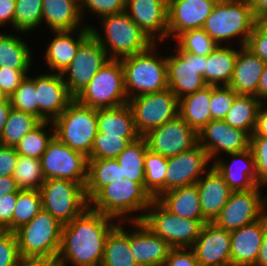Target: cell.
I'll return each instance as SVG.
<instances>
[{
	"label": "cell",
	"mask_w": 267,
	"mask_h": 266,
	"mask_svg": "<svg viewBox=\"0 0 267 266\" xmlns=\"http://www.w3.org/2000/svg\"><path fill=\"white\" fill-rule=\"evenodd\" d=\"M99 21L104 34L92 24L90 30L109 59H121L141 53L153 44L125 11L102 16Z\"/></svg>",
	"instance_id": "cell-5"
},
{
	"label": "cell",
	"mask_w": 267,
	"mask_h": 266,
	"mask_svg": "<svg viewBox=\"0 0 267 266\" xmlns=\"http://www.w3.org/2000/svg\"><path fill=\"white\" fill-rule=\"evenodd\" d=\"M11 107L38 118V105L35 89V76L29 74L10 96Z\"/></svg>",
	"instance_id": "cell-47"
},
{
	"label": "cell",
	"mask_w": 267,
	"mask_h": 266,
	"mask_svg": "<svg viewBox=\"0 0 267 266\" xmlns=\"http://www.w3.org/2000/svg\"><path fill=\"white\" fill-rule=\"evenodd\" d=\"M249 148L256 166V183L267 187V135H251Z\"/></svg>",
	"instance_id": "cell-49"
},
{
	"label": "cell",
	"mask_w": 267,
	"mask_h": 266,
	"mask_svg": "<svg viewBox=\"0 0 267 266\" xmlns=\"http://www.w3.org/2000/svg\"><path fill=\"white\" fill-rule=\"evenodd\" d=\"M53 136L52 121H43L18 142L15 146L16 152L22 156L41 159Z\"/></svg>",
	"instance_id": "cell-41"
},
{
	"label": "cell",
	"mask_w": 267,
	"mask_h": 266,
	"mask_svg": "<svg viewBox=\"0 0 267 266\" xmlns=\"http://www.w3.org/2000/svg\"><path fill=\"white\" fill-rule=\"evenodd\" d=\"M52 33L54 37L44 48L46 49L44 61L50 70L49 72L62 73L72 62L81 42L91 33V30L90 28H82L52 31Z\"/></svg>",
	"instance_id": "cell-26"
},
{
	"label": "cell",
	"mask_w": 267,
	"mask_h": 266,
	"mask_svg": "<svg viewBox=\"0 0 267 266\" xmlns=\"http://www.w3.org/2000/svg\"><path fill=\"white\" fill-rule=\"evenodd\" d=\"M124 224L130 227V249L137 264L162 266L172 249L169 243L157 236L143 221H125Z\"/></svg>",
	"instance_id": "cell-23"
},
{
	"label": "cell",
	"mask_w": 267,
	"mask_h": 266,
	"mask_svg": "<svg viewBox=\"0 0 267 266\" xmlns=\"http://www.w3.org/2000/svg\"><path fill=\"white\" fill-rule=\"evenodd\" d=\"M153 200L145 189V182H133L123 178L104 186L89 201V207L124 223L142 221Z\"/></svg>",
	"instance_id": "cell-2"
},
{
	"label": "cell",
	"mask_w": 267,
	"mask_h": 266,
	"mask_svg": "<svg viewBox=\"0 0 267 266\" xmlns=\"http://www.w3.org/2000/svg\"><path fill=\"white\" fill-rule=\"evenodd\" d=\"M257 98L265 103L267 101V62L264 65L262 75L257 87Z\"/></svg>",
	"instance_id": "cell-62"
},
{
	"label": "cell",
	"mask_w": 267,
	"mask_h": 266,
	"mask_svg": "<svg viewBox=\"0 0 267 266\" xmlns=\"http://www.w3.org/2000/svg\"><path fill=\"white\" fill-rule=\"evenodd\" d=\"M203 217L213 222L226 205L232 193L223 176L213 165L196 182Z\"/></svg>",
	"instance_id": "cell-27"
},
{
	"label": "cell",
	"mask_w": 267,
	"mask_h": 266,
	"mask_svg": "<svg viewBox=\"0 0 267 266\" xmlns=\"http://www.w3.org/2000/svg\"><path fill=\"white\" fill-rule=\"evenodd\" d=\"M162 266H199L191 248H172Z\"/></svg>",
	"instance_id": "cell-54"
},
{
	"label": "cell",
	"mask_w": 267,
	"mask_h": 266,
	"mask_svg": "<svg viewBox=\"0 0 267 266\" xmlns=\"http://www.w3.org/2000/svg\"><path fill=\"white\" fill-rule=\"evenodd\" d=\"M53 266H63V265L59 262H56Z\"/></svg>",
	"instance_id": "cell-66"
},
{
	"label": "cell",
	"mask_w": 267,
	"mask_h": 266,
	"mask_svg": "<svg viewBox=\"0 0 267 266\" xmlns=\"http://www.w3.org/2000/svg\"><path fill=\"white\" fill-rule=\"evenodd\" d=\"M257 19L248 0H218L202 29L218 44L246 46Z\"/></svg>",
	"instance_id": "cell-4"
},
{
	"label": "cell",
	"mask_w": 267,
	"mask_h": 266,
	"mask_svg": "<svg viewBox=\"0 0 267 266\" xmlns=\"http://www.w3.org/2000/svg\"><path fill=\"white\" fill-rule=\"evenodd\" d=\"M12 177L22 190H40L45 183L41 160L19 155Z\"/></svg>",
	"instance_id": "cell-42"
},
{
	"label": "cell",
	"mask_w": 267,
	"mask_h": 266,
	"mask_svg": "<svg viewBox=\"0 0 267 266\" xmlns=\"http://www.w3.org/2000/svg\"><path fill=\"white\" fill-rule=\"evenodd\" d=\"M125 12L153 43L168 39V0H126Z\"/></svg>",
	"instance_id": "cell-20"
},
{
	"label": "cell",
	"mask_w": 267,
	"mask_h": 266,
	"mask_svg": "<svg viewBox=\"0 0 267 266\" xmlns=\"http://www.w3.org/2000/svg\"><path fill=\"white\" fill-rule=\"evenodd\" d=\"M148 149L164 157H172L198 144V133L179 115L142 136Z\"/></svg>",
	"instance_id": "cell-16"
},
{
	"label": "cell",
	"mask_w": 267,
	"mask_h": 266,
	"mask_svg": "<svg viewBox=\"0 0 267 266\" xmlns=\"http://www.w3.org/2000/svg\"><path fill=\"white\" fill-rule=\"evenodd\" d=\"M18 157L15 147L0 145V177L12 176Z\"/></svg>",
	"instance_id": "cell-56"
},
{
	"label": "cell",
	"mask_w": 267,
	"mask_h": 266,
	"mask_svg": "<svg viewBox=\"0 0 267 266\" xmlns=\"http://www.w3.org/2000/svg\"><path fill=\"white\" fill-rule=\"evenodd\" d=\"M40 123L41 121L37 117L12 108L0 135V145L15 147L26 134Z\"/></svg>",
	"instance_id": "cell-39"
},
{
	"label": "cell",
	"mask_w": 267,
	"mask_h": 266,
	"mask_svg": "<svg viewBox=\"0 0 267 266\" xmlns=\"http://www.w3.org/2000/svg\"><path fill=\"white\" fill-rule=\"evenodd\" d=\"M122 180V171L114 159H88L85 195L88 202L104 187Z\"/></svg>",
	"instance_id": "cell-36"
},
{
	"label": "cell",
	"mask_w": 267,
	"mask_h": 266,
	"mask_svg": "<svg viewBox=\"0 0 267 266\" xmlns=\"http://www.w3.org/2000/svg\"><path fill=\"white\" fill-rule=\"evenodd\" d=\"M39 191L42 209L62 225L70 223L89 207L85 187L75 181L46 179Z\"/></svg>",
	"instance_id": "cell-10"
},
{
	"label": "cell",
	"mask_w": 267,
	"mask_h": 266,
	"mask_svg": "<svg viewBox=\"0 0 267 266\" xmlns=\"http://www.w3.org/2000/svg\"><path fill=\"white\" fill-rule=\"evenodd\" d=\"M267 228V213L259 220L230 232L231 266H255Z\"/></svg>",
	"instance_id": "cell-25"
},
{
	"label": "cell",
	"mask_w": 267,
	"mask_h": 266,
	"mask_svg": "<svg viewBox=\"0 0 267 266\" xmlns=\"http://www.w3.org/2000/svg\"><path fill=\"white\" fill-rule=\"evenodd\" d=\"M142 221L172 248H191L203 224L208 222L181 218L168 211L157 199L151 202Z\"/></svg>",
	"instance_id": "cell-8"
},
{
	"label": "cell",
	"mask_w": 267,
	"mask_h": 266,
	"mask_svg": "<svg viewBox=\"0 0 267 266\" xmlns=\"http://www.w3.org/2000/svg\"><path fill=\"white\" fill-rule=\"evenodd\" d=\"M238 49L231 45H218L207 55L205 82L209 86H228L230 83Z\"/></svg>",
	"instance_id": "cell-32"
},
{
	"label": "cell",
	"mask_w": 267,
	"mask_h": 266,
	"mask_svg": "<svg viewBox=\"0 0 267 266\" xmlns=\"http://www.w3.org/2000/svg\"><path fill=\"white\" fill-rule=\"evenodd\" d=\"M74 98L93 109L127 104L124 71L120 60L109 59Z\"/></svg>",
	"instance_id": "cell-7"
},
{
	"label": "cell",
	"mask_w": 267,
	"mask_h": 266,
	"mask_svg": "<svg viewBox=\"0 0 267 266\" xmlns=\"http://www.w3.org/2000/svg\"><path fill=\"white\" fill-rule=\"evenodd\" d=\"M98 132L121 138H140L129 104L96 109Z\"/></svg>",
	"instance_id": "cell-30"
},
{
	"label": "cell",
	"mask_w": 267,
	"mask_h": 266,
	"mask_svg": "<svg viewBox=\"0 0 267 266\" xmlns=\"http://www.w3.org/2000/svg\"><path fill=\"white\" fill-rule=\"evenodd\" d=\"M54 135L71 149L90 156L98 132L96 109L75 98L53 121Z\"/></svg>",
	"instance_id": "cell-6"
},
{
	"label": "cell",
	"mask_w": 267,
	"mask_h": 266,
	"mask_svg": "<svg viewBox=\"0 0 267 266\" xmlns=\"http://www.w3.org/2000/svg\"><path fill=\"white\" fill-rule=\"evenodd\" d=\"M265 62L241 46L237 53L232 79L228 86L238 95H253L257 97V87L263 72Z\"/></svg>",
	"instance_id": "cell-28"
},
{
	"label": "cell",
	"mask_w": 267,
	"mask_h": 266,
	"mask_svg": "<svg viewBox=\"0 0 267 266\" xmlns=\"http://www.w3.org/2000/svg\"><path fill=\"white\" fill-rule=\"evenodd\" d=\"M11 109L12 107L9 98H6L3 102L0 103V135L7 122Z\"/></svg>",
	"instance_id": "cell-63"
},
{
	"label": "cell",
	"mask_w": 267,
	"mask_h": 266,
	"mask_svg": "<svg viewBox=\"0 0 267 266\" xmlns=\"http://www.w3.org/2000/svg\"><path fill=\"white\" fill-rule=\"evenodd\" d=\"M262 187L258 185L247 191H232L213 223L231 232L261 219L267 213V194L262 196Z\"/></svg>",
	"instance_id": "cell-13"
},
{
	"label": "cell",
	"mask_w": 267,
	"mask_h": 266,
	"mask_svg": "<svg viewBox=\"0 0 267 266\" xmlns=\"http://www.w3.org/2000/svg\"><path fill=\"white\" fill-rule=\"evenodd\" d=\"M167 157L147 149L144 158L145 189L154 199L166 192Z\"/></svg>",
	"instance_id": "cell-40"
},
{
	"label": "cell",
	"mask_w": 267,
	"mask_h": 266,
	"mask_svg": "<svg viewBox=\"0 0 267 266\" xmlns=\"http://www.w3.org/2000/svg\"><path fill=\"white\" fill-rule=\"evenodd\" d=\"M218 0H168V40L184 31L202 28ZM172 36V38H171Z\"/></svg>",
	"instance_id": "cell-22"
},
{
	"label": "cell",
	"mask_w": 267,
	"mask_h": 266,
	"mask_svg": "<svg viewBox=\"0 0 267 266\" xmlns=\"http://www.w3.org/2000/svg\"><path fill=\"white\" fill-rule=\"evenodd\" d=\"M20 257L14 232L0 230V266H16Z\"/></svg>",
	"instance_id": "cell-51"
},
{
	"label": "cell",
	"mask_w": 267,
	"mask_h": 266,
	"mask_svg": "<svg viewBox=\"0 0 267 266\" xmlns=\"http://www.w3.org/2000/svg\"><path fill=\"white\" fill-rule=\"evenodd\" d=\"M208 153L197 144L190 150L169 157L166 170V192L196 184L213 165Z\"/></svg>",
	"instance_id": "cell-18"
},
{
	"label": "cell",
	"mask_w": 267,
	"mask_h": 266,
	"mask_svg": "<svg viewBox=\"0 0 267 266\" xmlns=\"http://www.w3.org/2000/svg\"><path fill=\"white\" fill-rule=\"evenodd\" d=\"M138 139L139 138H121L119 136L105 135L103 132H97L88 159H114L131 142Z\"/></svg>",
	"instance_id": "cell-46"
},
{
	"label": "cell",
	"mask_w": 267,
	"mask_h": 266,
	"mask_svg": "<svg viewBox=\"0 0 267 266\" xmlns=\"http://www.w3.org/2000/svg\"><path fill=\"white\" fill-rule=\"evenodd\" d=\"M158 43L147 50L119 59L124 71V85L128 100L168 88L166 55L156 52ZM159 54V55H158Z\"/></svg>",
	"instance_id": "cell-3"
},
{
	"label": "cell",
	"mask_w": 267,
	"mask_h": 266,
	"mask_svg": "<svg viewBox=\"0 0 267 266\" xmlns=\"http://www.w3.org/2000/svg\"><path fill=\"white\" fill-rule=\"evenodd\" d=\"M174 41L177 51H185L197 56H207L218 44L202 29H192L179 34Z\"/></svg>",
	"instance_id": "cell-45"
},
{
	"label": "cell",
	"mask_w": 267,
	"mask_h": 266,
	"mask_svg": "<svg viewBox=\"0 0 267 266\" xmlns=\"http://www.w3.org/2000/svg\"><path fill=\"white\" fill-rule=\"evenodd\" d=\"M255 18L264 20L267 17V0H248Z\"/></svg>",
	"instance_id": "cell-61"
},
{
	"label": "cell",
	"mask_w": 267,
	"mask_h": 266,
	"mask_svg": "<svg viewBox=\"0 0 267 266\" xmlns=\"http://www.w3.org/2000/svg\"><path fill=\"white\" fill-rule=\"evenodd\" d=\"M109 60L105 49L90 33L80 44L76 56L61 73L69 93L75 97Z\"/></svg>",
	"instance_id": "cell-15"
},
{
	"label": "cell",
	"mask_w": 267,
	"mask_h": 266,
	"mask_svg": "<svg viewBox=\"0 0 267 266\" xmlns=\"http://www.w3.org/2000/svg\"><path fill=\"white\" fill-rule=\"evenodd\" d=\"M16 9V0H0V27H8L14 29V16Z\"/></svg>",
	"instance_id": "cell-57"
},
{
	"label": "cell",
	"mask_w": 267,
	"mask_h": 266,
	"mask_svg": "<svg viewBox=\"0 0 267 266\" xmlns=\"http://www.w3.org/2000/svg\"><path fill=\"white\" fill-rule=\"evenodd\" d=\"M174 51L173 55L166 56L168 88L180 99L207 86L205 82L207 56H197L176 49Z\"/></svg>",
	"instance_id": "cell-14"
},
{
	"label": "cell",
	"mask_w": 267,
	"mask_h": 266,
	"mask_svg": "<svg viewBox=\"0 0 267 266\" xmlns=\"http://www.w3.org/2000/svg\"><path fill=\"white\" fill-rule=\"evenodd\" d=\"M62 227L59 221L42 209L29 223L14 232L20 255L57 258Z\"/></svg>",
	"instance_id": "cell-9"
},
{
	"label": "cell",
	"mask_w": 267,
	"mask_h": 266,
	"mask_svg": "<svg viewBox=\"0 0 267 266\" xmlns=\"http://www.w3.org/2000/svg\"><path fill=\"white\" fill-rule=\"evenodd\" d=\"M20 190L12 176L0 177V198L5 194L16 193Z\"/></svg>",
	"instance_id": "cell-60"
},
{
	"label": "cell",
	"mask_w": 267,
	"mask_h": 266,
	"mask_svg": "<svg viewBox=\"0 0 267 266\" xmlns=\"http://www.w3.org/2000/svg\"><path fill=\"white\" fill-rule=\"evenodd\" d=\"M246 47L267 62V23L264 20L256 21Z\"/></svg>",
	"instance_id": "cell-52"
},
{
	"label": "cell",
	"mask_w": 267,
	"mask_h": 266,
	"mask_svg": "<svg viewBox=\"0 0 267 266\" xmlns=\"http://www.w3.org/2000/svg\"><path fill=\"white\" fill-rule=\"evenodd\" d=\"M118 222L88 207L63 225L57 262L63 266H101L106 239Z\"/></svg>",
	"instance_id": "cell-1"
},
{
	"label": "cell",
	"mask_w": 267,
	"mask_h": 266,
	"mask_svg": "<svg viewBox=\"0 0 267 266\" xmlns=\"http://www.w3.org/2000/svg\"><path fill=\"white\" fill-rule=\"evenodd\" d=\"M252 135H267V107L264 103L259 108Z\"/></svg>",
	"instance_id": "cell-59"
},
{
	"label": "cell",
	"mask_w": 267,
	"mask_h": 266,
	"mask_svg": "<svg viewBox=\"0 0 267 266\" xmlns=\"http://www.w3.org/2000/svg\"><path fill=\"white\" fill-rule=\"evenodd\" d=\"M29 70H13L0 67V91L6 98L14 93L19 84L27 77Z\"/></svg>",
	"instance_id": "cell-53"
},
{
	"label": "cell",
	"mask_w": 267,
	"mask_h": 266,
	"mask_svg": "<svg viewBox=\"0 0 267 266\" xmlns=\"http://www.w3.org/2000/svg\"><path fill=\"white\" fill-rule=\"evenodd\" d=\"M42 5L43 0H16L13 31L26 35L37 30L42 24Z\"/></svg>",
	"instance_id": "cell-44"
},
{
	"label": "cell",
	"mask_w": 267,
	"mask_h": 266,
	"mask_svg": "<svg viewBox=\"0 0 267 266\" xmlns=\"http://www.w3.org/2000/svg\"><path fill=\"white\" fill-rule=\"evenodd\" d=\"M255 266H267V228L264 233L258 258Z\"/></svg>",
	"instance_id": "cell-64"
},
{
	"label": "cell",
	"mask_w": 267,
	"mask_h": 266,
	"mask_svg": "<svg viewBox=\"0 0 267 266\" xmlns=\"http://www.w3.org/2000/svg\"><path fill=\"white\" fill-rule=\"evenodd\" d=\"M225 156L230 158H227L226 161ZM225 156L219 157L212 164L223 176L230 189L232 191L255 189L258 184L256 183V166L251 149L248 148L245 151L230 153Z\"/></svg>",
	"instance_id": "cell-24"
},
{
	"label": "cell",
	"mask_w": 267,
	"mask_h": 266,
	"mask_svg": "<svg viewBox=\"0 0 267 266\" xmlns=\"http://www.w3.org/2000/svg\"><path fill=\"white\" fill-rule=\"evenodd\" d=\"M237 95L229 86H211V119L224 120Z\"/></svg>",
	"instance_id": "cell-48"
},
{
	"label": "cell",
	"mask_w": 267,
	"mask_h": 266,
	"mask_svg": "<svg viewBox=\"0 0 267 266\" xmlns=\"http://www.w3.org/2000/svg\"><path fill=\"white\" fill-rule=\"evenodd\" d=\"M122 222L110 231L103 252L101 266H139L130 249V228Z\"/></svg>",
	"instance_id": "cell-34"
},
{
	"label": "cell",
	"mask_w": 267,
	"mask_h": 266,
	"mask_svg": "<svg viewBox=\"0 0 267 266\" xmlns=\"http://www.w3.org/2000/svg\"><path fill=\"white\" fill-rule=\"evenodd\" d=\"M42 210L39 190H20L12 218V232L29 223Z\"/></svg>",
	"instance_id": "cell-43"
},
{
	"label": "cell",
	"mask_w": 267,
	"mask_h": 266,
	"mask_svg": "<svg viewBox=\"0 0 267 266\" xmlns=\"http://www.w3.org/2000/svg\"><path fill=\"white\" fill-rule=\"evenodd\" d=\"M147 143L143 137L131 142L115 159L118 161L122 179L133 182H145L144 158Z\"/></svg>",
	"instance_id": "cell-38"
},
{
	"label": "cell",
	"mask_w": 267,
	"mask_h": 266,
	"mask_svg": "<svg viewBox=\"0 0 267 266\" xmlns=\"http://www.w3.org/2000/svg\"><path fill=\"white\" fill-rule=\"evenodd\" d=\"M128 104L141 137L179 115V99L169 88L133 97L128 100Z\"/></svg>",
	"instance_id": "cell-11"
},
{
	"label": "cell",
	"mask_w": 267,
	"mask_h": 266,
	"mask_svg": "<svg viewBox=\"0 0 267 266\" xmlns=\"http://www.w3.org/2000/svg\"><path fill=\"white\" fill-rule=\"evenodd\" d=\"M38 119L53 121L61 115L74 97L69 93L61 73L45 72L35 76Z\"/></svg>",
	"instance_id": "cell-19"
},
{
	"label": "cell",
	"mask_w": 267,
	"mask_h": 266,
	"mask_svg": "<svg viewBox=\"0 0 267 266\" xmlns=\"http://www.w3.org/2000/svg\"><path fill=\"white\" fill-rule=\"evenodd\" d=\"M42 23L51 31L90 28L83 22L79 0H43Z\"/></svg>",
	"instance_id": "cell-29"
},
{
	"label": "cell",
	"mask_w": 267,
	"mask_h": 266,
	"mask_svg": "<svg viewBox=\"0 0 267 266\" xmlns=\"http://www.w3.org/2000/svg\"><path fill=\"white\" fill-rule=\"evenodd\" d=\"M40 160L45 179L70 180L85 187L88 157L65 145L55 135L49 141Z\"/></svg>",
	"instance_id": "cell-12"
},
{
	"label": "cell",
	"mask_w": 267,
	"mask_h": 266,
	"mask_svg": "<svg viewBox=\"0 0 267 266\" xmlns=\"http://www.w3.org/2000/svg\"><path fill=\"white\" fill-rule=\"evenodd\" d=\"M198 144L208 153L213 163L223 154L245 151L250 145V135L228 125L224 120H211L198 132Z\"/></svg>",
	"instance_id": "cell-17"
},
{
	"label": "cell",
	"mask_w": 267,
	"mask_h": 266,
	"mask_svg": "<svg viewBox=\"0 0 267 266\" xmlns=\"http://www.w3.org/2000/svg\"><path fill=\"white\" fill-rule=\"evenodd\" d=\"M211 86L179 99V116L197 133L212 119L210 113Z\"/></svg>",
	"instance_id": "cell-33"
},
{
	"label": "cell",
	"mask_w": 267,
	"mask_h": 266,
	"mask_svg": "<svg viewBox=\"0 0 267 266\" xmlns=\"http://www.w3.org/2000/svg\"><path fill=\"white\" fill-rule=\"evenodd\" d=\"M0 32V67L13 70H30L33 64L32 50L21 36Z\"/></svg>",
	"instance_id": "cell-35"
},
{
	"label": "cell",
	"mask_w": 267,
	"mask_h": 266,
	"mask_svg": "<svg viewBox=\"0 0 267 266\" xmlns=\"http://www.w3.org/2000/svg\"><path fill=\"white\" fill-rule=\"evenodd\" d=\"M191 249L199 266H231L230 231L218 227L213 222L203 224Z\"/></svg>",
	"instance_id": "cell-21"
},
{
	"label": "cell",
	"mask_w": 267,
	"mask_h": 266,
	"mask_svg": "<svg viewBox=\"0 0 267 266\" xmlns=\"http://www.w3.org/2000/svg\"><path fill=\"white\" fill-rule=\"evenodd\" d=\"M16 193L5 194L0 198V230L12 232V218L17 202Z\"/></svg>",
	"instance_id": "cell-55"
},
{
	"label": "cell",
	"mask_w": 267,
	"mask_h": 266,
	"mask_svg": "<svg viewBox=\"0 0 267 266\" xmlns=\"http://www.w3.org/2000/svg\"><path fill=\"white\" fill-rule=\"evenodd\" d=\"M56 262L57 258L20 255L16 266H53Z\"/></svg>",
	"instance_id": "cell-58"
},
{
	"label": "cell",
	"mask_w": 267,
	"mask_h": 266,
	"mask_svg": "<svg viewBox=\"0 0 267 266\" xmlns=\"http://www.w3.org/2000/svg\"><path fill=\"white\" fill-rule=\"evenodd\" d=\"M263 103L253 95H237L224 121L236 129L253 133L259 108Z\"/></svg>",
	"instance_id": "cell-37"
},
{
	"label": "cell",
	"mask_w": 267,
	"mask_h": 266,
	"mask_svg": "<svg viewBox=\"0 0 267 266\" xmlns=\"http://www.w3.org/2000/svg\"><path fill=\"white\" fill-rule=\"evenodd\" d=\"M79 3L83 22L86 13L97 15L99 19L105 15L123 12L126 8V0H79Z\"/></svg>",
	"instance_id": "cell-50"
},
{
	"label": "cell",
	"mask_w": 267,
	"mask_h": 266,
	"mask_svg": "<svg viewBox=\"0 0 267 266\" xmlns=\"http://www.w3.org/2000/svg\"><path fill=\"white\" fill-rule=\"evenodd\" d=\"M157 200L171 213L192 220H206L202 215L196 184L162 193Z\"/></svg>",
	"instance_id": "cell-31"
},
{
	"label": "cell",
	"mask_w": 267,
	"mask_h": 266,
	"mask_svg": "<svg viewBox=\"0 0 267 266\" xmlns=\"http://www.w3.org/2000/svg\"><path fill=\"white\" fill-rule=\"evenodd\" d=\"M6 99L5 95L0 91V103Z\"/></svg>",
	"instance_id": "cell-65"
}]
</instances>
